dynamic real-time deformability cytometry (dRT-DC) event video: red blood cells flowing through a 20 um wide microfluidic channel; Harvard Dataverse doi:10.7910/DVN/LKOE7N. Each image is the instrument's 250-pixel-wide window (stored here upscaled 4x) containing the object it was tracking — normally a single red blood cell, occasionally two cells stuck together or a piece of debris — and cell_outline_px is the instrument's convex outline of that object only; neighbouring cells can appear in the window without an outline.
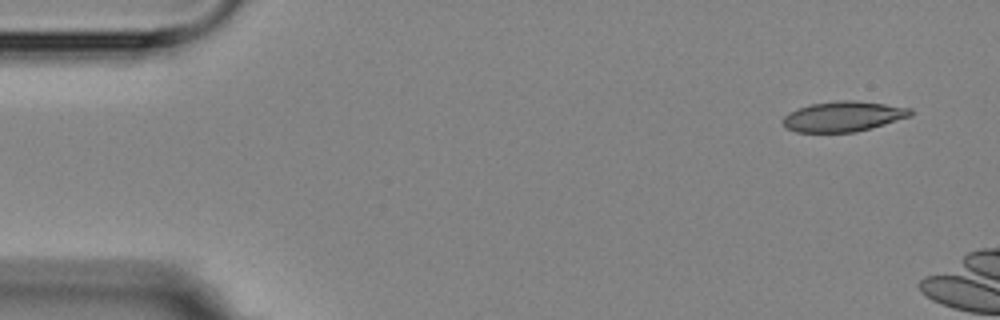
{"species": "Egyptian fruit bat (a non-hibernating species)", "species_latin": "Rousettus aegyptiacus", "temperature_condition": "room temperature", "stored_images_in_passage": 3, "camera_frame_rate_fps": 3000, "um_per_image_px": 0.085, "animal": {"sex": "female"}, "frame": {"image": 1, "passage_image": 1, "time_ms": 0.0, "image_size_px": [1000, 320], "cell_outline_px": [[912, 116], [872, 128], [852, 132], [796, 132], [784, 128], [780, 120], [788, 112], [796, 108], [808, 104], [836, 100], [856, 100], [912, 108]], "centroid_in_image_um": [71.62, 9.89], "position_along_channel_um": 13.4, "area_um2": 22.89}}